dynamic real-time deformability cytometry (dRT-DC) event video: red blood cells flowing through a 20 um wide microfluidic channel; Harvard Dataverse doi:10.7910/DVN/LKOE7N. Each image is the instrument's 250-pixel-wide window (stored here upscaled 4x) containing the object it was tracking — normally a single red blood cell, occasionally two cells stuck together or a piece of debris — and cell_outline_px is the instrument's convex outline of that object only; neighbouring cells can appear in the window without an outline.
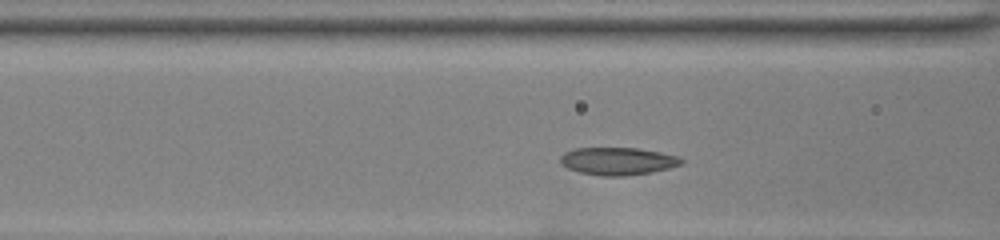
{"species": "common noctule bat (a hibernating species)", "species_latin": "Nyctalus noctula", "temperature_condition": "room temperature", "stored_images_in_passage": 27, "camera_frame_rate_fps": 3000, "um_per_image_px": 0.085, "animal": {"sex": "female", "body_mass_g": 22.0, "forearm_length_mm": 56.7}, "frame": {"image": 1, "passage_image": 3, "time_ms": 0.667, "image_size_px": [1000, 240], "cell_outline_px": [[684, 160], [680, 164], [668, 168], [652, 172], [624, 176], [600, 176], [580, 172], [568, 168], [560, 160], [560, 156], [564, 152], [576, 148], [636, 148], [660, 152], [676, 156]], "centroid_in_image_um": [52.49, 13.7], "position_along_channel_um": 114.1, "area_um2": 19.25}}
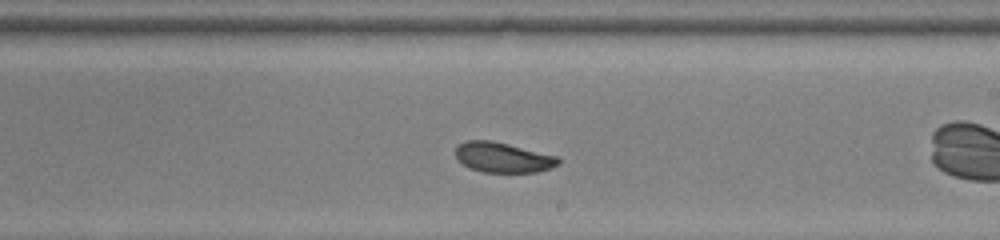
{"frame": {"image": 2, "passage_image": 13, "time_ms": 4.0, "image_size_px": [1000, 240], "cell_outline_px": [[560, 164], [536, 172], [484, 172], [472, 168], [464, 164], [456, 156], [456, 144], [464, 140], [492, 140], [556, 156], [560, 160]], "centroid_in_image_um": [42.72, 13.36], "position_along_channel_um": 246.3, "area_um2": 17.8}}
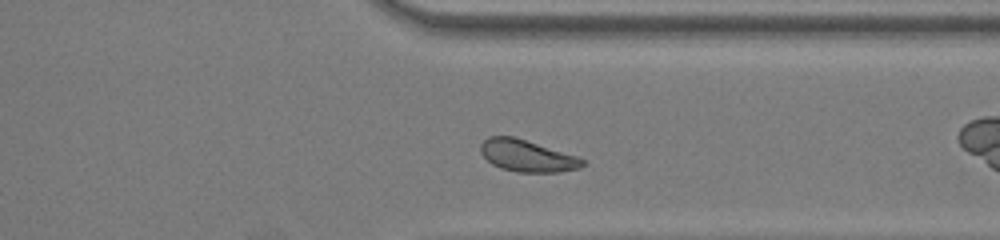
{"frame": {"image": 3, "passage_image": 22, "time_ms": 7.0, "image_size_px": [1000, 240], "cell_outline_px": [[584, 164], [580, 168], [556, 172], [516, 172], [500, 168], [492, 164], [480, 152], [480, 144], [488, 136], [512, 136], [576, 156], [584, 160]], "centroid_in_image_um": [44.76, 13.25], "position_along_channel_um": 366.6, "area_um2": 18.61}, "authors_computed_cell_mechanics": {"area_um2": 18.785, "velocity_mm_per_s": 3.9781, "shape_relaxation_time_tau1_ms": 4.2432, "shape_relaxation_time_tau2_ms": 1.8372, "deformation_change_tau1": 0.0999, "deformation_change_tau2": 0.0379}}